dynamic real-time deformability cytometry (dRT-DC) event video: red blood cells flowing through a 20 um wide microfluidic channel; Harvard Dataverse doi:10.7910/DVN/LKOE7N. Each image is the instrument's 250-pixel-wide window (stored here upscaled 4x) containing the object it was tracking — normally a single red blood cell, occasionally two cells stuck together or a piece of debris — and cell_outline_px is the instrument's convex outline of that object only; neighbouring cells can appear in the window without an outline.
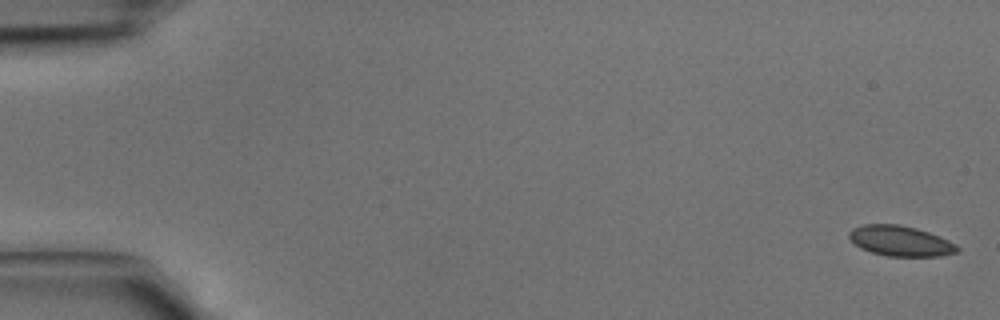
{"species": "common noctule bat (a hibernating species)", "species_latin": "Nyctalus noctula", "temperature_condition": "cold", "stored_images_in_passage": 5, "segment_of_instrument_passage": [1, 2], "camera_frame_rate_fps": 3000, "um_per_image_px": 0.085, "animal": {"sex": "male", "body_mass_g": 15.6}, "frame": {"image": 1, "passage_image": 1, "time_ms": 0.0, "image_size_px": [1000, 320], "cell_outline_px": [[960, 252], [940, 256], [888, 256], [872, 252], [860, 248], [848, 236], [848, 232], [852, 228], [864, 224], [900, 224], [916, 228], [940, 236], [956, 244], [960, 248]], "centroid_in_image_um": [76.56, 20.48], "position_along_channel_um": 8.4, "area_um2": 19.19}}
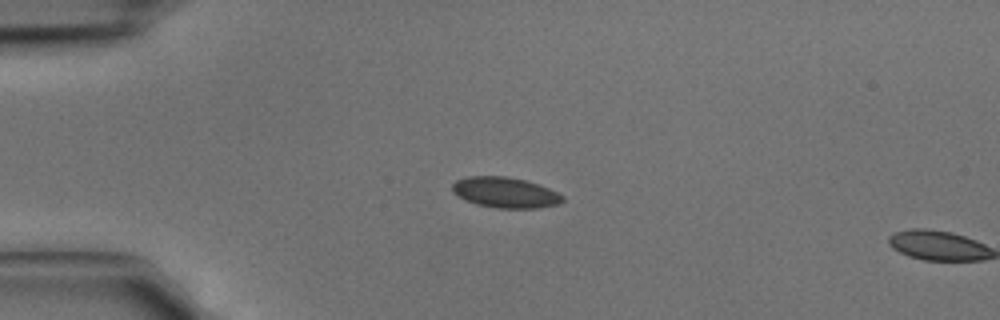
{"frame": {"image": 2, "passage_image": 4, "time_ms": 1.0, "image_size_px": [1000, 320], "cell_outline_px": [[564, 200], [560, 204], [540, 208], [496, 208], [476, 204], [464, 200], [452, 192], [452, 184], [456, 180], [468, 176], [504, 176], [524, 180], [540, 184], [564, 196]], "centroid_in_image_um": [42.94, 16.37], "position_along_channel_um": 42.1, "area_um2": 19.83}}